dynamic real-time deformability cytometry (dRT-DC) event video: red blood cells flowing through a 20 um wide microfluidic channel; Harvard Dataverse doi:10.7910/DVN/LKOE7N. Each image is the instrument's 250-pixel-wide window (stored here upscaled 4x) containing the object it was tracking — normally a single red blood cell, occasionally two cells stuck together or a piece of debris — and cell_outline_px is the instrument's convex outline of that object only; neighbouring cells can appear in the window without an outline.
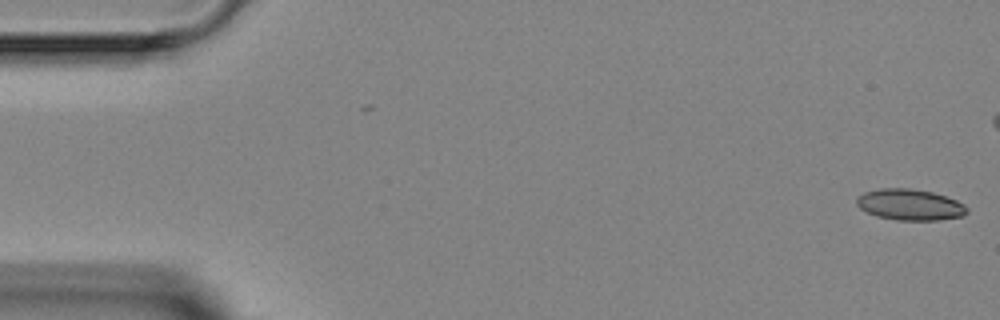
{"species": "Egyptian fruit bat (a non-hibernating species)", "species_latin": "Rousettus aegyptiacus", "temperature_condition": "room temperature", "stored_images_in_passage": 8, "segment_of_instrument_passage": [1, 2], "camera_frame_rate_fps": 3000, "um_per_image_px": 0.085, "animal": {"sex": "female"}, "frame": {"image": 1, "passage_image": 1, "time_ms": 0.0, "image_size_px": [1000, 320], "cell_outline_px": [[968, 212], [964, 216], [940, 220], [896, 220], [876, 216], [860, 208], [856, 204], [856, 196], [864, 192], [880, 188], [912, 188], [932, 192], [956, 200], [964, 204], [968, 208]], "centroid_in_image_um": [77.34, 17.4], "position_along_channel_um": 7.7, "area_um2": 20.17}}
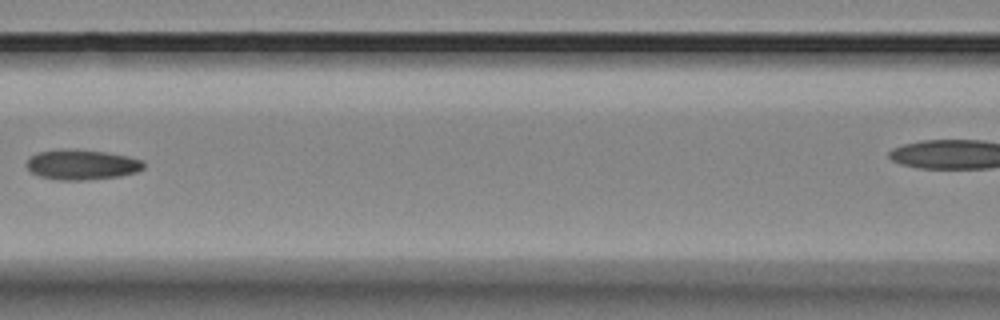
{"frame": {"image": 2, "passage_image": 6, "time_ms": 7.0, "image_size_px": [1000, 320], "cell_outline_px": [[144, 168], [136, 172], [120, 176], [88, 180], [56, 180], [40, 176], [32, 172], [24, 164], [28, 156], [36, 152], [104, 152], [128, 156], [144, 160]], "centroid_in_image_um": [6.97, 14.05], "position_along_channel_um": 159.6, "area_um2": 19.88}}
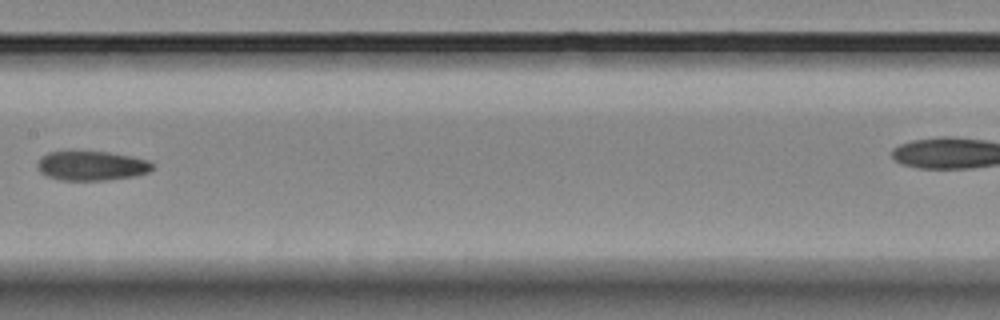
{"frame": {"image": 3, "passage_image": 7, "time_ms": 8.0, "image_size_px": [1000, 320], "cell_outline_px": [[152, 168], [148, 172], [136, 176], [108, 180], [60, 180], [48, 176], [40, 172], [36, 164], [40, 156], [48, 152], [72, 148], [108, 152], [132, 156], [148, 160], [152, 164]], "centroid_in_image_um": [7.72, 14.04], "position_along_channel_um": 199.7, "area_um2": 20.58}}